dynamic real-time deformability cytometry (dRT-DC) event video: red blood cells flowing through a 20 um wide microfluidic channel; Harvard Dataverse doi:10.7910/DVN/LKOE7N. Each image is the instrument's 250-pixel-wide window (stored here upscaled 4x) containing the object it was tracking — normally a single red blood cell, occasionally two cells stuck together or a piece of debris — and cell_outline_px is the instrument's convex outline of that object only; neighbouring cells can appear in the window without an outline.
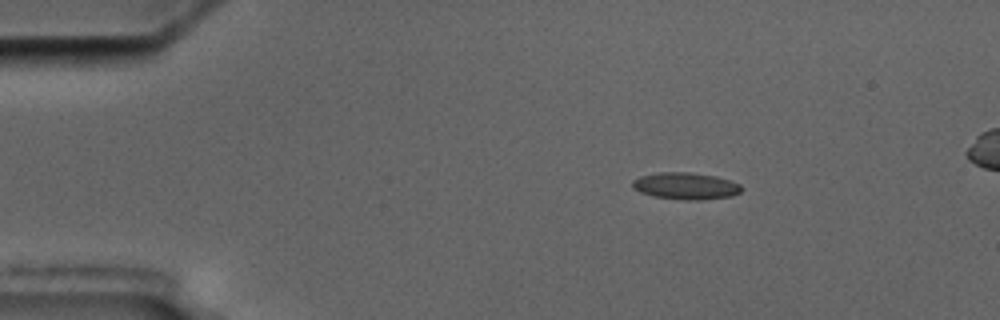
{"species": "common noctule bat (a hibernating species)", "species_latin": "Nyctalus noctula", "temperature_condition": "cold", "stored_images_in_passage": 5, "camera_frame_rate_fps": 3000, "um_per_image_px": 0.085, "animal": {"sex": "male", "body_mass_g": 17.5, "forearm_length_mm": 52.3}, "frame": {"image": 1, "passage_image": 2, "time_ms": 1.333, "image_size_px": [1000, 320], "cell_outline_px": [[744, 188], [740, 192], [732, 196], [700, 200], [684, 200], [652, 196], [640, 192], [632, 188], [632, 180], [640, 176], [660, 172], [688, 172], [716, 176], [740, 184]], "centroid_in_image_um": [58.28, 15.81], "position_along_channel_um": 26.7, "area_um2": 17.17}}